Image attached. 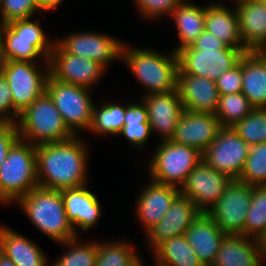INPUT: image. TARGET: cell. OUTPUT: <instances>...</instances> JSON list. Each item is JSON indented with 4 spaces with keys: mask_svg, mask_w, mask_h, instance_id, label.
<instances>
[{
    "mask_svg": "<svg viewBox=\"0 0 266 266\" xmlns=\"http://www.w3.org/2000/svg\"><path fill=\"white\" fill-rule=\"evenodd\" d=\"M79 136L36 146L38 185L62 191L88 185L89 150Z\"/></svg>",
    "mask_w": 266,
    "mask_h": 266,
    "instance_id": "6da1fadb",
    "label": "cell"
},
{
    "mask_svg": "<svg viewBox=\"0 0 266 266\" xmlns=\"http://www.w3.org/2000/svg\"><path fill=\"white\" fill-rule=\"evenodd\" d=\"M122 61L145 89L143 95L169 93L177 89L178 56L146 47H131L124 42Z\"/></svg>",
    "mask_w": 266,
    "mask_h": 266,
    "instance_id": "7a4b0ae2",
    "label": "cell"
},
{
    "mask_svg": "<svg viewBox=\"0 0 266 266\" xmlns=\"http://www.w3.org/2000/svg\"><path fill=\"white\" fill-rule=\"evenodd\" d=\"M15 204L21 207L40 232L56 243L77 237L67 219L61 191L38 186Z\"/></svg>",
    "mask_w": 266,
    "mask_h": 266,
    "instance_id": "3957f363",
    "label": "cell"
},
{
    "mask_svg": "<svg viewBox=\"0 0 266 266\" xmlns=\"http://www.w3.org/2000/svg\"><path fill=\"white\" fill-rule=\"evenodd\" d=\"M38 186L36 146L19 138L0 166V205H11Z\"/></svg>",
    "mask_w": 266,
    "mask_h": 266,
    "instance_id": "277c9868",
    "label": "cell"
},
{
    "mask_svg": "<svg viewBox=\"0 0 266 266\" xmlns=\"http://www.w3.org/2000/svg\"><path fill=\"white\" fill-rule=\"evenodd\" d=\"M17 127L20 139L35 146L66 141L74 136L47 92L20 113Z\"/></svg>",
    "mask_w": 266,
    "mask_h": 266,
    "instance_id": "5b68a950",
    "label": "cell"
},
{
    "mask_svg": "<svg viewBox=\"0 0 266 266\" xmlns=\"http://www.w3.org/2000/svg\"><path fill=\"white\" fill-rule=\"evenodd\" d=\"M34 21L32 18L17 19L5 24L3 34L5 61L49 63L56 38L52 40L44 33L38 20Z\"/></svg>",
    "mask_w": 266,
    "mask_h": 266,
    "instance_id": "8992f818",
    "label": "cell"
},
{
    "mask_svg": "<svg viewBox=\"0 0 266 266\" xmlns=\"http://www.w3.org/2000/svg\"><path fill=\"white\" fill-rule=\"evenodd\" d=\"M157 147L148 162V175L150 180L159 184L180 188L190 172L202 161L200 151L172 140H160Z\"/></svg>",
    "mask_w": 266,
    "mask_h": 266,
    "instance_id": "52a82bcc",
    "label": "cell"
},
{
    "mask_svg": "<svg viewBox=\"0 0 266 266\" xmlns=\"http://www.w3.org/2000/svg\"><path fill=\"white\" fill-rule=\"evenodd\" d=\"M90 90L61 82L51 75L47 79L46 92L52 98L64 124L74 136H79L80 130L90 132L94 108Z\"/></svg>",
    "mask_w": 266,
    "mask_h": 266,
    "instance_id": "ba28073f",
    "label": "cell"
},
{
    "mask_svg": "<svg viewBox=\"0 0 266 266\" xmlns=\"http://www.w3.org/2000/svg\"><path fill=\"white\" fill-rule=\"evenodd\" d=\"M12 93L15 110L20 114L46 92L49 63L5 61L1 67Z\"/></svg>",
    "mask_w": 266,
    "mask_h": 266,
    "instance_id": "9c48e42d",
    "label": "cell"
},
{
    "mask_svg": "<svg viewBox=\"0 0 266 266\" xmlns=\"http://www.w3.org/2000/svg\"><path fill=\"white\" fill-rule=\"evenodd\" d=\"M244 52L241 49L182 48L177 51L178 68L185 74L201 76L216 81L235 66Z\"/></svg>",
    "mask_w": 266,
    "mask_h": 266,
    "instance_id": "30bf717a",
    "label": "cell"
},
{
    "mask_svg": "<svg viewBox=\"0 0 266 266\" xmlns=\"http://www.w3.org/2000/svg\"><path fill=\"white\" fill-rule=\"evenodd\" d=\"M249 150L250 146L232 127H222L215 140L202 153V160L232 180H239Z\"/></svg>",
    "mask_w": 266,
    "mask_h": 266,
    "instance_id": "8fae6325",
    "label": "cell"
},
{
    "mask_svg": "<svg viewBox=\"0 0 266 266\" xmlns=\"http://www.w3.org/2000/svg\"><path fill=\"white\" fill-rule=\"evenodd\" d=\"M251 194V185L232 180L206 214L224 233L245 235L246 213L251 204Z\"/></svg>",
    "mask_w": 266,
    "mask_h": 266,
    "instance_id": "7c38bea8",
    "label": "cell"
},
{
    "mask_svg": "<svg viewBox=\"0 0 266 266\" xmlns=\"http://www.w3.org/2000/svg\"><path fill=\"white\" fill-rule=\"evenodd\" d=\"M110 34L100 32H78L56 39L67 52L78 57L89 58L101 64L106 70L112 61L122 58L124 41Z\"/></svg>",
    "mask_w": 266,
    "mask_h": 266,
    "instance_id": "4fadbf2b",
    "label": "cell"
},
{
    "mask_svg": "<svg viewBox=\"0 0 266 266\" xmlns=\"http://www.w3.org/2000/svg\"><path fill=\"white\" fill-rule=\"evenodd\" d=\"M50 75L64 83L92 89L106 69L89 58L67 53L57 42L49 57Z\"/></svg>",
    "mask_w": 266,
    "mask_h": 266,
    "instance_id": "5bb4252c",
    "label": "cell"
},
{
    "mask_svg": "<svg viewBox=\"0 0 266 266\" xmlns=\"http://www.w3.org/2000/svg\"><path fill=\"white\" fill-rule=\"evenodd\" d=\"M232 179L208 166L203 160L190 172L179 193L206 212L223 195Z\"/></svg>",
    "mask_w": 266,
    "mask_h": 266,
    "instance_id": "9a60e30c",
    "label": "cell"
},
{
    "mask_svg": "<svg viewBox=\"0 0 266 266\" xmlns=\"http://www.w3.org/2000/svg\"><path fill=\"white\" fill-rule=\"evenodd\" d=\"M200 213L201 211L188 197L179 193L162 219L146 232L152 252L166 240L185 235Z\"/></svg>",
    "mask_w": 266,
    "mask_h": 266,
    "instance_id": "2e32d148",
    "label": "cell"
},
{
    "mask_svg": "<svg viewBox=\"0 0 266 266\" xmlns=\"http://www.w3.org/2000/svg\"><path fill=\"white\" fill-rule=\"evenodd\" d=\"M221 128L215 114L184 110L171 140L203 153L215 140Z\"/></svg>",
    "mask_w": 266,
    "mask_h": 266,
    "instance_id": "e0dca14e",
    "label": "cell"
},
{
    "mask_svg": "<svg viewBox=\"0 0 266 266\" xmlns=\"http://www.w3.org/2000/svg\"><path fill=\"white\" fill-rule=\"evenodd\" d=\"M148 111V123L151 132L160 135L162 141L171 140L177 127L178 119L184 111L178 90L169 93L143 95Z\"/></svg>",
    "mask_w": 266,
    "mask_h": 266,
    "instance_id": "ac0fdd59",
    "label": "cell"
},
{
    "mask_svg": "<svg viewBox=\"0 0 266 266\" xmlns=\"http://www.w3.org/2000/svg\"><path fill=\"white\" fill-rule=\"evenodd\" d=\"M177 90L184 110L215 114L219 104V91L214 80L177 72Z\"/></svg>",
    "mask_w": 266,
    "mask_h": 266,
    "instance_id": "d6986e66",
    "label": "cell"
},
{
    "mask_svg": "<svg viewBox=\"0 0 266 266\" xmlns=\"http://www.w3.org/2000/svg\"><path fill=\"white\" fill-rule=\"evenodd\" d=\"M67 219L75 230L86 232L97 226L102 216L100 202L87 185L61 191ZM78 228V229H77Z\"/></svg>",
    "mask_w": 266,
    "mask_h": 266,
    "instance_id": "ffe728a7",
    "label": "cell"
},
{
    "mask_svg": "<svg viewBox=\"0 0 266 266\" xmlns=\"http://www.w3.org/2000/svg\"><path fill=\"white\" fill-rule=\"evenodd\" d=\"M150 181L139 193L135 211L145 233L162 219L179 194L178 187Z\"/></svg>",
    "mask_w": 266,
    "mask_h": 266,
    "instance_id": "44dd1931",
    "label": "cell"
},
{
    "mask_svg": "<svg viewBox=\"0 0 266 266\" xmlns=\"http://www.w3.org/2000/svg\"><path fill=\"white\" fill-rule=\"evenodd\" d=\"M265 259L258 239L226 234L211 266H264Z\"/></svg>",
    "mask_w": 266,
    "mask_h": 266,
    "instance_id": "7402d4cb",
    "label": "cell"
},
{
    "mask_svg": "<svg viewBox=\"0 0 266 266\" xmlns=\"http://www.w3.org/2000/svg\"><path fill=\"white\" fill-rule=\"evenodd\" d=\"M225 235L206 212H201L185 233L189 246L203 266H211Z\"/></svg>",
    "mask_w": 266,
    "mask_h": 266,
    "instance_id": "603a6c76",
    "label": "cell"
},
{
    "mask_svg": "<svg viewBox=\"0 0 266 266\" xmlns=\"http://www.w3.org/2000/svg\"><path fill=\"white\" fill-rule=\"evenodd\" d=\"M235 8L246 49L266 52V3L249 0L235 4Z\"/></svg>",
    "mask_w": 266,
    "mask_h": 266,
    "instance_id": "cb8c5ba5",
    "label": "cell"
},
{
    "mask_svg": "<svg viewBox=\"0 0 266 266\" xmlns=\"http://www.w3.org/2000/svg\"><path fill=\"white\" fill-rule=\"evenodd\" d=\"M205 30L221 40L226 46L249 52L242 40L239 18L234 10L223 3H208L205 5Z\"/></svg>",
    "mask_w": 266,
    "mask_h": 266,
    "instance_id": "d4e9b609",
    "label": "cell"
},
{
    "mask_svg": "<svg viewBox=\"0 0 266 266\" xmlns=\"http://www.w3.org/2000/svg\"><path fill=\"white\" fill-rule=\"evenodd\" d=\"M0 252L17 266H50L40 246L6 225H0Z\"/></svg>",
    "mask_w": 266,
    "mask_h": 266,
    "instance_id": "484cf974",
    "label": "cell"
},
{
    "mask_svg": "<svg viewBox=\"0 0 266 266\" xmlns=\"http://www.w3.org/2000/svg\"><path fill=\"white\" fill-rule=\"evenodd\" d=\"M242 93L254 108H266V52L249 51L241 57Z\"/></svg>",
    "mask_w": 266,
    "mask_h": 266,
    "instance_id": "4316f807",
    "label": "cell"
},
{
    "mask_svg": "<svg viewBox=\"0 0 266 266\" xmlns=\"http://www.w3.org/2000/svg\"><path fill=\"white\" fill-rule=\"evenodd\" d=\"M188 1L183 0L170 14L179 38L178 47L173 48L175 52L189 46L205 30V6Z\"/></svg>",
    "mask_w": 266,
    "mask_h": 266,
    "instance_id": "83f0119b",
    "label": "cell"
},
{
    "mask_svg": "<svg viewBox=\"0 0 266 266\" xmlns=\"http://www.w3.org/2000/svg\"><path fill=\"white\" fill-rule=\"evenodd\" d=\"M151 253L158 266H203L185 235L166 240Z\"/></svg>",
    "mask_w": 266,
    "mask_h": 266,
    "instance_id": "f1b7e54d",
    "label": "cell"
},
{
    "mask_svg": "<svg viewBox=\"0 0 266 266\" xmlns=\"http://www.w3.org/2000/svg\"><path fill=\"white\" fill-rule=\"evenodd\" d=\"M141 103H127L122 131L118 135L125 137L136 149L144 147L153 134L148 123V111L143 100Z\"/></svg>",
    "mask_w": 266,
    "mask_h": 266,
    "instance_id": "f546056e",
    "label": "cell"
},
{
    "mask_svg": "<svg viewBox=\"0 0 266 266\" xmlns=\"http://www.w3.org/2000/svg\"><path fill=\"white\" fill-rule=\"evenodd\" d=\"M104 102L100 107L94 104L90 131L99 136H118L124 126L126 105Z\"/></svg>",
    "mask_w": 266,
    "mask_h": 266,
    "instance_id": "4dcf8cb0",
    "label": "cell"
},
{
    "mask_svg": "<svg viewBox=\"0 0 266 266\" xmlns=\"http://www.w3.org/2000/svg\"><path fill=\"white\" fill-rule=\"evenodd\" d=\"M78 238L80 237L58 243L66 245L64 247H67V250L50 266H95L98 241L81 242Z\"/></svg>",
    "mask_w": 266,
    "mask_h": 266,
    "instance_id": "1f68e13d",
    "label": "cell"
},
{
    "mask_svg": "<svg viewBox=\"0 0 266 266\" xmlns=\"http://www.w3.org/2000/svg\"><path fill=\"white\" fill-rule=\"evenodd\" d=\"M135 246L126 241H108L98 240V252L95 266H128L138 256Z\"/></svg>",
    "mask_w": 266,
    "mask_h": 266,
    "instance_id": "d6a6232c",
    "label": "cell"
},
{
    "mask_svg": "<svg viewBox=\"0 0 266 266\" xmlns=\"http://www.w3.org/2000/svg\"><path fill=\"white\" fill-rule=\"evenodd\" d=\"M253 108L242 92L220 95L215 115L221 127H233L245 116L249 115Z\"/></svg>",
    "mask_w": 266,
    "mask_h": 266,
    "instance_id": "836d02e7",
    "label": "cell"
},
{
    "mask_svg": "<svg viewBox=\"0 0 266 266\" xmlns=\"http://www.w3.org/2000/svg\"><path fill=\"white\" fill-rule=\"evenodd\" d=\"M266 231V186H252L251 204L246 213L245 236L259 239Z\"/></svg>",
    "mask_w": 266,
    "mask_h": 266,
    "instance_id": "e575fe53",
    "label": "cell"
},
{
    "mask_svg": "<svg viewBox=\"0 0 266 266\" xmlns=\"http://www.w3.org/2000/svg\"><path fill=\"white\" fill-rule=\"evenodd\" d=\"M232 128L250 147L266 143V108H253Z\"/></svg>",
    "mask_w": 266,
    "mask_h": 266,
    "instance_id": "d590c367",
    "label": "cell"
},
{
    "mask_svg": "<svg viewBox=\"0 0 266 266\" xmlns=\"http://www.w3.org/2000/svg\"><path fill=\"white\" fill-rule=\"evenodd\" d=\"M239 181L251 186H266V143L250 147Z\"/></svg>",
    "mask_w": 266,
    "mask_h": 266,
    "instance_id": "8d00e7d4",
    "label": "cell"
},
{
    "mask_svg": "<svg viewBox=\"0 0 266 266\" xmlns=\"http://www.w3.org/2000/svg\"><path fill=\"white\" fill-rule=\"evenodd\" d=\"M45 11L38 0H0V21L7 24L17 19L32 18Z\"/></svg>",
    "mask_w": 266,
    "mask_h": 266,
    "instance_id": "74e56055",
    "label": "cell"
},
{
    "mask_svg": "<svg viewBox=\"0 0 266 266\" xmlns=\"http://www.w3.org/2000/svg\"><path fill=\"white\" fill-rule=\"evenodd\" d=\"M183 0H134L139 14L146 20L167 17Z\"/></svg>",
    "mask_w": 266,
    "mask_h": 266,
    "instance_id": "f35d334b",
    "label": "cell"
},
{
    "mask_svg": "<svg viewBox=\"0 0 266 266\" xmlns=\"http://www.w3.org/2000/svg\"><path fill=\"white\" fill-rule=\"evenodd\" d=\"M215 83L220 95L240 93L242 91L241 58L235 66L223 73Z\"/></svg>",
    "mask_w": 266,
    "mask_h": 266,
    "instance_id": "ab89813d",
    "label": "cell"
},
{
    "mask_svg": "<svg viewBox=\"0 0 266 266\" xmlns=\"http://www.w3.org/2000/svg\"><path fill=\"white\" fill-rule=\"evenodd\" d=\"M19 116L20 114L13 106L11 88L0 71V122L17 124Z\"/></svg>",
    "mask_w": 266,
    "mask_h": 266,
    "instance_id": "60d3db41",
    "label": "cell"
},
{
    "mask_svg": "<svg viewBox=\"0 0 266 266\" xmlns=\"http://www.w3.org/2000/svg\"><path fill=\"white\" fill-rule=\"evenodd\" d=\"M19 138L17 124L0 122V166L4 163L12 145Z\"/></svg>",
    "mask_w": 266,
    "mask_h": 266,
    "instance_id": "b9f144b4",
    "label": "cell"
},
{
    "mask_svg": "<svg viewBox=\"0 0 266 266\" xmlns=\"http://www.w3.org/2000/svg\"><path fill=\"white\" fill-rule=\"evenodd\" d=\"M226 45L213 34L204 30L198 38L184 48H225Z\"/></svg>",
    "mask_w": 266,
    "mask_h": 266,
    "instance_id": "7bdbcfd3",
    "label": "cell"
},
{
    "mask_svg": "<svg viewBox=\"0 0 266 266\" xmlns=\"http://www.w3.org/2000/svg\"><path fill=\"white\" fill-rule=\"evenodd\" d=\"M63 1L64 0H38L41 7L45 10V13L57 9Z\"/></svg>",
    "mask_w": 266,
    "mask_h": 266,
    "instance_id": "ee69618b",
    "label": "cell"
},
{
    "mask_svg": "<svg viewBox=\"0 0 266 266\" xmlns=\"http://www.w3.org/2000/svg\"><path fill=\"white\" fill-rule=\"evenodd\" d=\"M4 26H5V24L0 21V70H1V67L3 66V64L5 63L4 46H3Z\"/></svg>",
    "mask_w": 266,
    "mask_h": 266,
    "instance_id": "f6af8a7d",
    "label": "cell"
},
{
    "mask_svg": "<svg viewBox=\"0 0 266 266\" xmlns=\"http://www.w3.org/2000/svg\"><path fill=\"white\" fill-rule=\"evenodd\" d=\"M0 266H17L10 258L0 252Z\"/></svg>",
    "mask_w": 266,
    "mask_h": 266,
    "instance_id": "bcb514c9",
    "label": "cell"
},
{
    "mask_svg": "<svg viewBox=\"0 0 266 266\" xmlns=\"http://www.w3.org/2000/svg\"><path fill=\"white\" fill-rule=\"evenodd\" d=\"M144 261H142V258L140 256H138L130 265L128 266H143L144 265Z\"/></svg>",
    "mask_w": 266,
    "mask_h": 266,
    "instance_id": "7dc6e473",
    "label": "cell"
},
{
    "mask_svg": "<svg viewBox=\"0 0 266 266\" xmlns=\"http://www.w3.org/2000/svg\"><path fill=\"white\" fill-rule=\"evenodd\" d=\"M234 2H233V4L235 3V4H237V3H239V2H245V1H249V0H233Z\"/></svg>",
    "mask_w": 266,
    "mask_h": 266,
    "instance_id": "c3c4849f",
    "label": "cell"
}]
</instances>
